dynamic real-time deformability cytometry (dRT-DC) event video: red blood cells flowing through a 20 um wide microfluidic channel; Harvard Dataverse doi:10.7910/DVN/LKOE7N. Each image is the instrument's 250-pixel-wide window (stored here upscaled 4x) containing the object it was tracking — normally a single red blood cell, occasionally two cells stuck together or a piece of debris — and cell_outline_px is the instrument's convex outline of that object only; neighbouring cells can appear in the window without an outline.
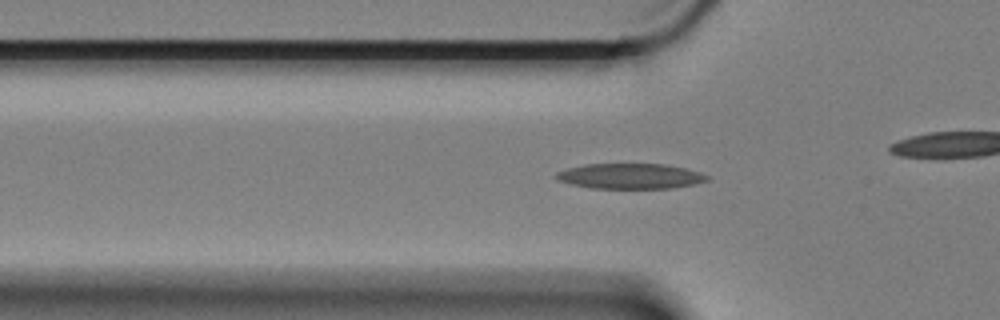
{"species": "Egyptian fruit bat (a non-hibernating species)", "species_latin": "Rousettus aegyptiacus", "temperature_condition": "cold", "stored_images_in_passage": 41, "camera_frame_rate_fps": 3000, "um_per_image_px": 0.085, "animal": {"sex": "female"}, "frame": {"image": 1, "passage_image": 16, "time_ms": 5.0, "image_size_px": [1000, 320], "cell_outline_px": [[708, 180], [692, 184], [672, 188], [592, 188], [572, 184], [556, 180], [552, 176], [556, 172], [568, 168], [584, 164], [664, 164], [684, 168], [700, 172], [708, 176]], "centroid_in_image_um": [53.51, 14.97], "position_along_channel_um": 72.3, "area_um2": 22.2}}
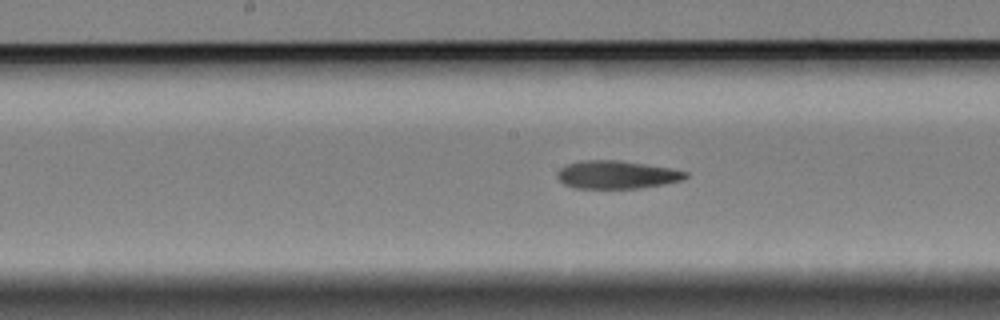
{"frame": {"image": 2, "passage_image": 27, "time_ms": 8.667, "image_size_px": [1000, 320], "cell_outline_px": [[688, 176], [684, 180], [664, 184], [640, 188], [576, 188], [564, 184], [556, 176], [556, 172], [560, 168], [568, 164], [584, 160], [620, 160], [672, 168], [688, 172]], "centroid_in_image_um": [52.45, 14.84], "position_along_channel_um": 195.8, "area_um2": 21.04}}
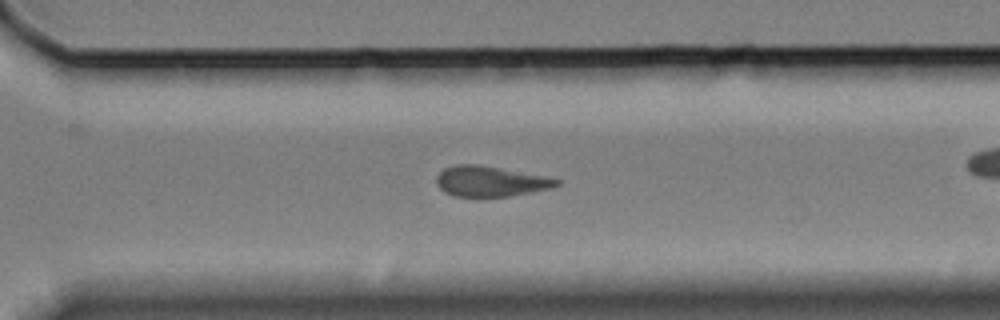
{"frame": {"image": 3, "passage_image": 39, "time_ms": 12.667, "image_size_px": [1000, 320], "cell_outline_px": [[560, 184], [552, 188], [532, 192], [508, 196], [480, 200], [452, 196], [444, 192], [436, 184], [436, 176], [444, 168], [456, 164], [476, 164], [540, 176], [560, 180]], "centroid_in_image_um": [41.58, 15.47], "position_along_channel_um": 329.0, "area_um2": 21.68}}